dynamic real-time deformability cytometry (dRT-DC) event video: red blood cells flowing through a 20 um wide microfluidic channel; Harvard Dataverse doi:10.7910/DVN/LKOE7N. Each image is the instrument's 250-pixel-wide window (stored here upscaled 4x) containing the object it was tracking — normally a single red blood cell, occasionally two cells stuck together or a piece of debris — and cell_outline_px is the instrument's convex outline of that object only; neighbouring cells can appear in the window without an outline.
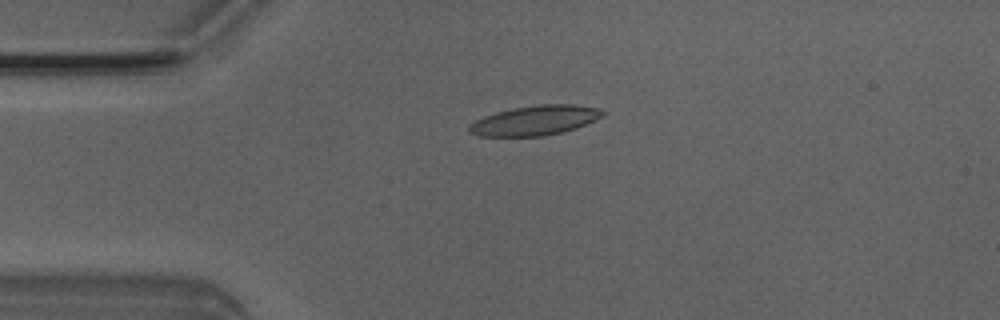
{"species": "Egyptian fruit bat (a non-hibernating species)", "species_latin": "Rousettus aegyptiacus", "temperature_condition": "room temperature", "stored_images_in_passage": 3, "camera_frame_rate_fps": 3000, "um_per_image_px": 0.085, "animal": {"sex": "male"}, "frame": {"image": 1, "passage_image": 2, "time_ms": 0.333, "image_size_px": [1000, 320], "cell_outline_px": [[604, 116], [576, 128], [544, 136], [476, 136], [468, 132], [468, 128], [476, 120], [484, 116], [496, 112], [512, 108], [540, 104], [576, 104], [600, 108], [604, 112]], "centroid_in_image_um": [45.49, 10.23], "position_along_channel_um": 39.5, "area_um2": 23.12}}